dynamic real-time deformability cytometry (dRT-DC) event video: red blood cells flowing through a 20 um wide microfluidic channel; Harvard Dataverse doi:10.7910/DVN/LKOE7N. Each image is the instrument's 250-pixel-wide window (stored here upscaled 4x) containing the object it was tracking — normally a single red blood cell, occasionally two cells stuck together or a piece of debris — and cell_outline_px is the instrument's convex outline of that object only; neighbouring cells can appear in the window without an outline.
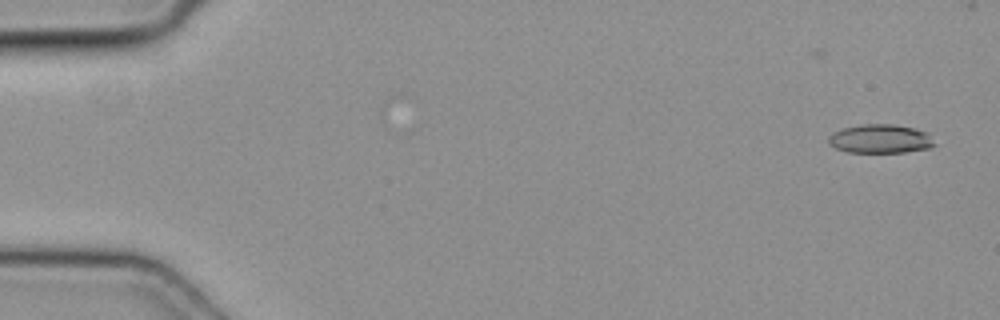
{"species": "common noctule bat (a hibernating species)", "species_latin": "Nyctalus noctula", "temperature_condition": "cold", "stored_images_in_passage": 39, "camera_frame_rate_fps": 3000, "um_per_image_px": 0.085, "animal": {"sex": "female", "body_mass_g": 19.3, "forearm_length_mm": 54.1}, "frame": {"image": 1, "passage_image": 2, "time_ms": 0.333, "image_size_px": [1000, 320], "cell_outline_px": [[936, 144], [928, 148], [904, 152], [848, 152], [836, 148], [828, 144], [828, 136], [844, 128], [864, 124], [892, 124], [912, 128], [928, 132]], "centroid_in_image_um": [74.84, 11.8], "position_along_channel_um": 10.2, "area_um2": 17.63}}
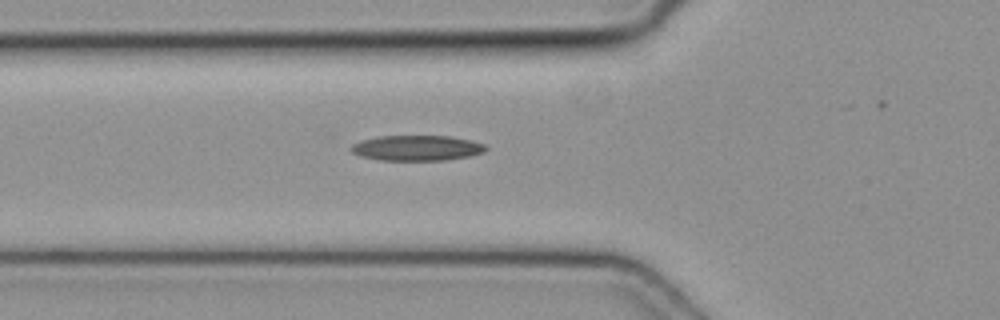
{"frame": {"image": 2, "passage_image": 18, "time_ms": 5.667, "image_size_px": [1000, 320], "cell_outline_px": [[488, 148], [484, 152], [468, 156], [444, 160], [380, 160], [360, 156], [352, 152], [348, 148], [352, 144], [360, 140], [376, 136], [448, 136], [468, 140], [484, 144]], "centroid_in_image_um": [35.37, 12.57], "position_along_channel_um": 90.4, "area_um2": 19.88}}
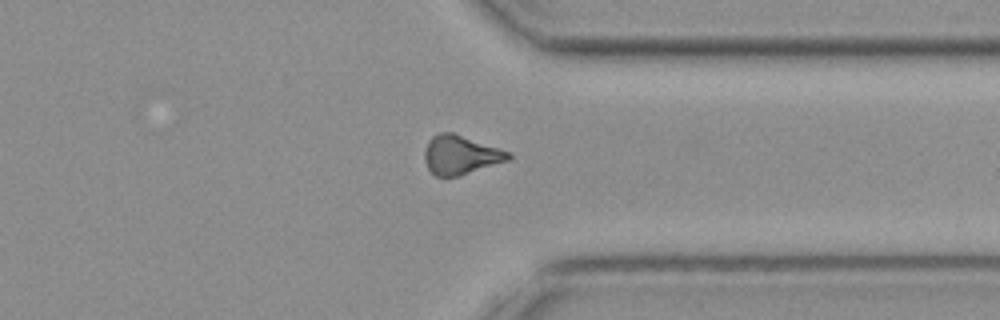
{"frame": {"image": 3, "passage_image": 38, "time_ms": 12.333, "image_size_px": [1000, 320], "cell_outline_px": [[512, 156], [508, 160], [460, 176], [436, 176], [428, 168], [424, 160], [424, 152], [428, 140], [432, 136], [440, 132], [452, 132], [508, 152]], "centroid_in_image_um": [39.1, 13.17], "position_along_channel_um": 372.3, "area_um2": 18.73}}